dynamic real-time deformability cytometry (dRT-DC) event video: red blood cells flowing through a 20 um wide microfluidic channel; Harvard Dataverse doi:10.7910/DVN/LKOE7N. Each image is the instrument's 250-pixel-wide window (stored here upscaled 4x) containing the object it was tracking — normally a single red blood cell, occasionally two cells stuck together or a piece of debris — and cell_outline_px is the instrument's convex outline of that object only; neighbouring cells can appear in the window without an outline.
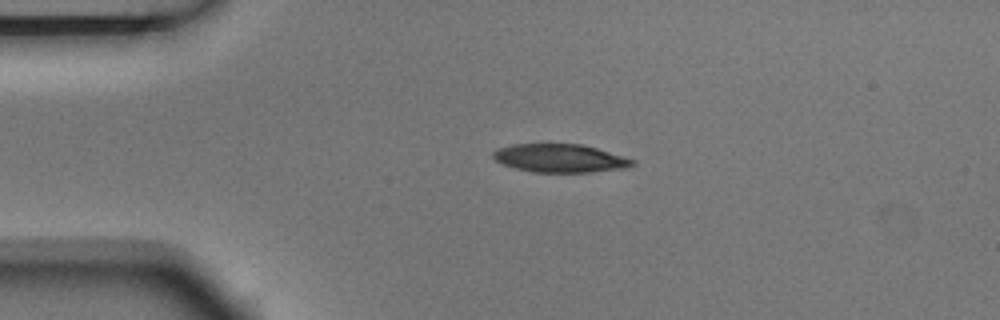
{"species": "Egyptian fruit bat (a non-hibernating species)", "species_latin": "Rousettus aegyptiacus", "temperature_condition": "room temperature", "stored_images_in_passage": 3, "camera_frame_rate_fps": 3000, "um_per_image_px": 0.085, "animal": {"sex": "male"}, "frame": {"image": 1, "passage_image": 2, "time_ms": 0.333, "image_size_px": [1000, 320], "cell_outline_px": [[636, 164], [628, 168], [592, 172], [532, 172], [516, 168], [504, 164], [496, 160], [492, 156], [492, 152], [496, 148], [512, 144], [580, 144], [596, 148], [624, 156], [636, 160]], "centroid_in_image_um": [47.63, 13.45], "position_along_channel_um": 37.4, "area_um2": 23.06}}